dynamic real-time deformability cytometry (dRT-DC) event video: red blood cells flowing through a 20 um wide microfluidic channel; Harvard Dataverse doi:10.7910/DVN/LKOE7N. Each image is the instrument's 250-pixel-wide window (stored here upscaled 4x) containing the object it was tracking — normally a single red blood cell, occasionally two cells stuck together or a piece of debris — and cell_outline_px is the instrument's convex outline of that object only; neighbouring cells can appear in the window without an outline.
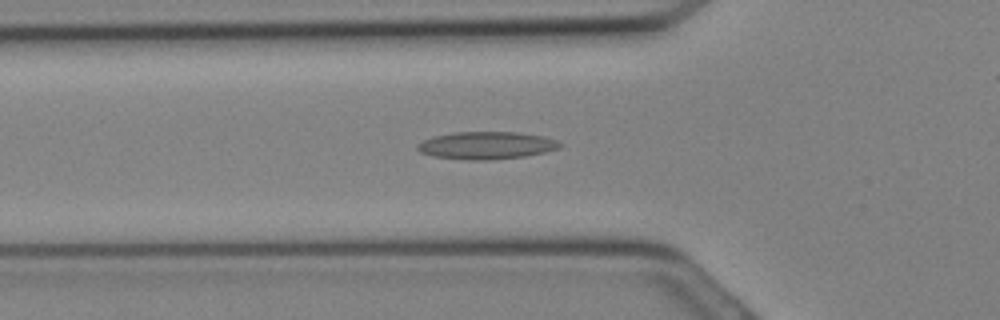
{"species": "Egyptian fruit bat (a non-hibernating species)", "species_latin": "Rousettus aegyptiacus", "temperature_condition": "cold", "stored_images_in_passage": 15, "camera_frame_rate_fps": 3000, "um_per_image_px": 0.085, "animal": {"sex": "female"}, "frame": {"image": 1, "passage_image": 5, "time_ms": 1.333, "image_size_px": [1000, 320], "cell_outline_px": [[564, 144], [560, 148], [544, 152], [524, 156], [492, 160], [468, 160], [432, 156], [420, 152], [416, 148], [416, 144], [432, 136], [452, 132], [516, 132], [540, 136], [556, 140]], "centroid_in_image_um": [41.31, 12.36], "position_along_channel_um": 84.5, "area_um2": 22.89}}
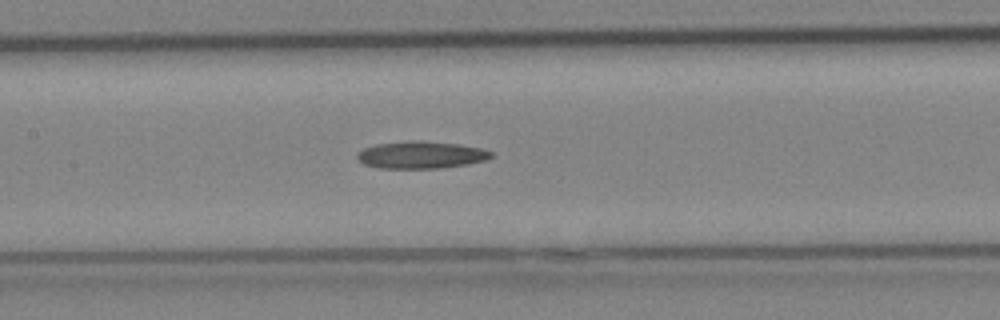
{"frame": {"image": 2, "passage_image": 9, "time_ms": 2.667, "image_size_px": [1000, 320], "cell_outline_px": [[492, 156], [484, 160], [468, 164], [440, 168], [380, 168], [364, 164], [356, 156], [356, 152], [364, 148], [376, 144], [412, 140], [420, 140], [460, 144], [480, 148], [492, 152]], "centroid_in_image_um": [35.76, 13.16], "position_along_channel_um": 171.6, "area_um2": 21.21}}
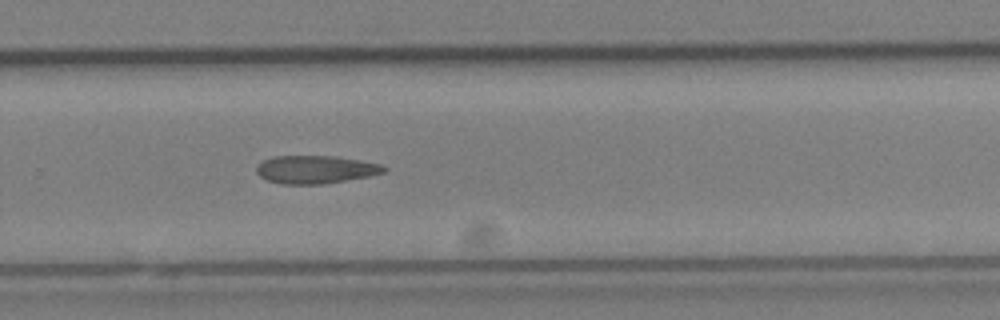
{"frame": {"image": 3, "passage_image": 15, "time_ms": 4.667, "image_size_px": [1000, 320], "cell_outline_px": [[388, 168], [384, 172], [368, 176], [324, 184], [284, 184], [268, 180], [260, 176], [256, 172], [256, 164], [272, 156], [336, 156], [360, 160], [380, 164]], "centroid_in_image_um": [26.8, 14.4], "position_along_channel_um": 303.0, "area_um2": 20.75}}